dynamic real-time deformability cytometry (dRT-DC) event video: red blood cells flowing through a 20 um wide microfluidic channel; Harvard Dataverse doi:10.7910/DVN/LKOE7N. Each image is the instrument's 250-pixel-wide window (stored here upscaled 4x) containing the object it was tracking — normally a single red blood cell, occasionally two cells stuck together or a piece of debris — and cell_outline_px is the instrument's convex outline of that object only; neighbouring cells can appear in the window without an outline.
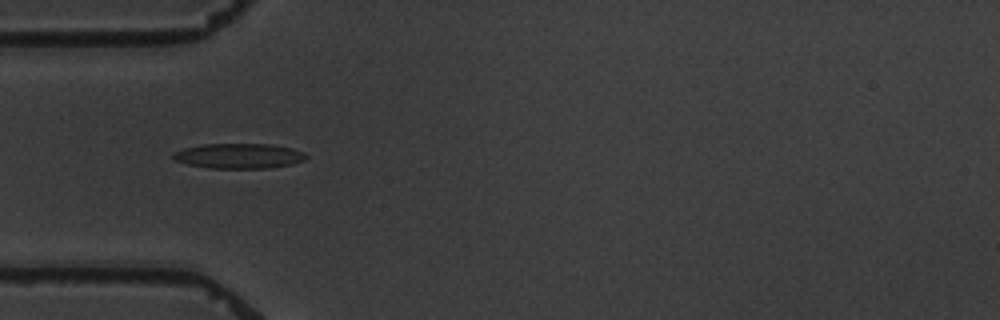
{"species": "common noctule bat (a hibernating species)", "species_latin": "Nyctalus noctula", "temperature_condition": "warm", "stored_images_in_passage": 5, "camera_frame_rate_fps": 3000, "um_per_image_px": 0.085, "animal": {"sex": "male", "body_mass_g": 19.5, "forearm_length_mm": 54.6}, "frame": {"image": 1, "passage_image": 4, "time_ms": 5.667, "image_size_px": [1000, 320], "cell_outline_px": [[308, 156], [304, 160], [292, 164], [268, 168], [208, 168], [188, 164], [176, 160], [172, 156], [172, 152], [184, 148], [204, 144], [272, 144], [292, 148], [304, 152]], "centroid_in_image_um": [20.32, 13.25], "position_along_channel_um": 64.7, "area_um2": 19.42}}
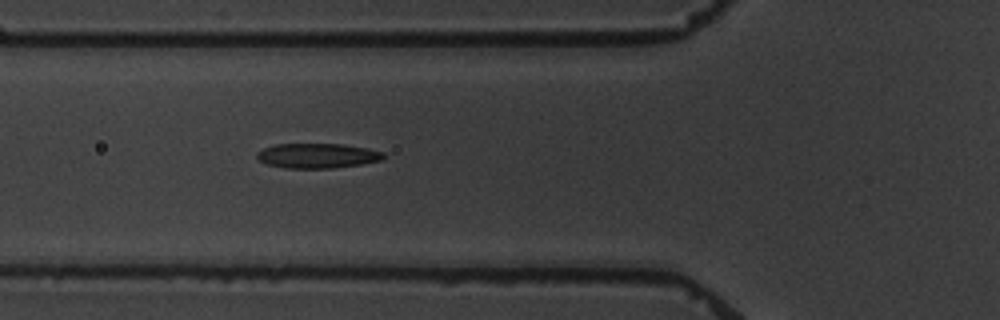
{"frame": {"image": 2, "passage_image": 5, "time_ms": 6.667, "image_size_px": [1000, 320], "cell_outline_px": [[388, 156], [384, 160], [360, 164], [332, 168], [288, 168], [268, 164], [260, 160], [256, 156], [256, 152], [264, 148], [276, 144], [344, 144], [368, 148], [384, 152]], "centroid_in_image_um": [27.05, 13.23], "position_along_channel_um": 98.8, "area_um2": 18.38}}